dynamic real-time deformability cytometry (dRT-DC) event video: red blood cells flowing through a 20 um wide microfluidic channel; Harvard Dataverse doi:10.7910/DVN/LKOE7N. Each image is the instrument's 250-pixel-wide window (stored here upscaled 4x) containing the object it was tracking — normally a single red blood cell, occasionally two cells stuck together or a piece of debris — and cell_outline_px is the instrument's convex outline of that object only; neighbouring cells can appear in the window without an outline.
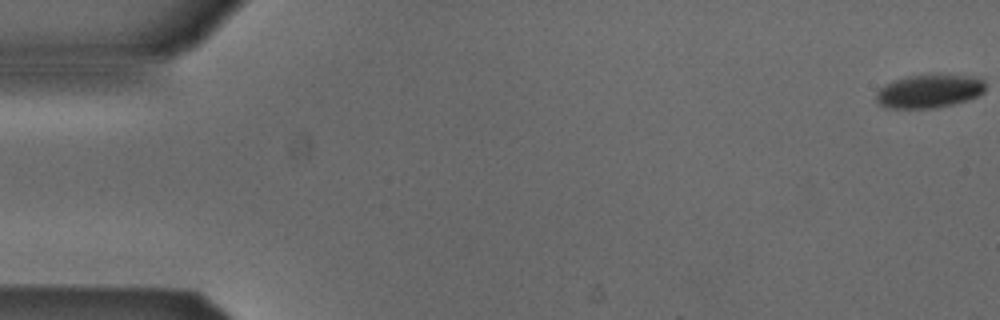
{"species": "Egyptian fruit bat (a non-hibernating species)", "species_latin": "Rousettus aegyptiacus", "temperature_condition": "cold", "stored_images_in_passage": 54, "camera_frame_rate_fps": 3000, "um_per_image_px": 0.085, "animal": {"sex": "male"}, "frame": {"image": 1, "passage_image": 1, "time_ms": 0.0, "image_size_px": [1000, 320], "cell_outline_px": [[984, 92], [976, 96], [952, 104], [936, 108], [884, 108], [876, 100], [876, 92], [884, 84], [908, 76], [976, 76], [984, 80]], "centroid_in_image_um": [78.94, 7.77], "position_along_channel_um": 6.1, "area_um2": 20.81}}
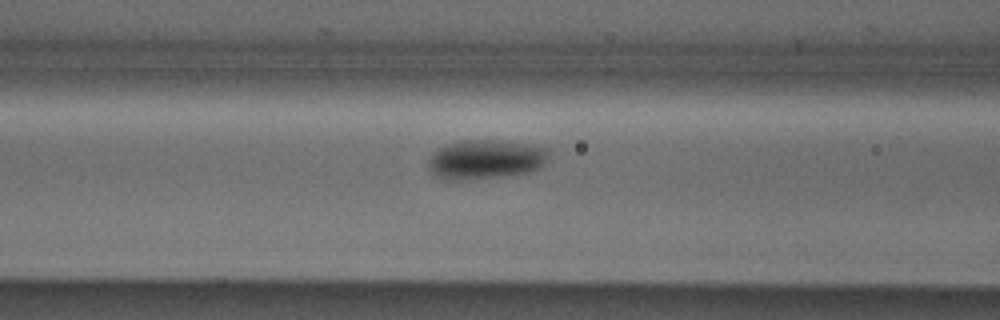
{"frame": {"image": 2, "passage_image": 22, "time_ms": 7.0, "image_size_px": [1000, 320], "cell_outline_px": [[548, 156], [544, 164], [540, 168], [532, 172], [512, 176], [456, 180], [448, 180], [432, 172], [428, 168], [428, 160], [440, 148], [448, 144], [460, 140], [500, 140], [532, 144], [548, 148]], "centroid_in_image_um": [41.35, 13.55], "position_along_channel_um": 125.2, "area_um2": 27.8}}
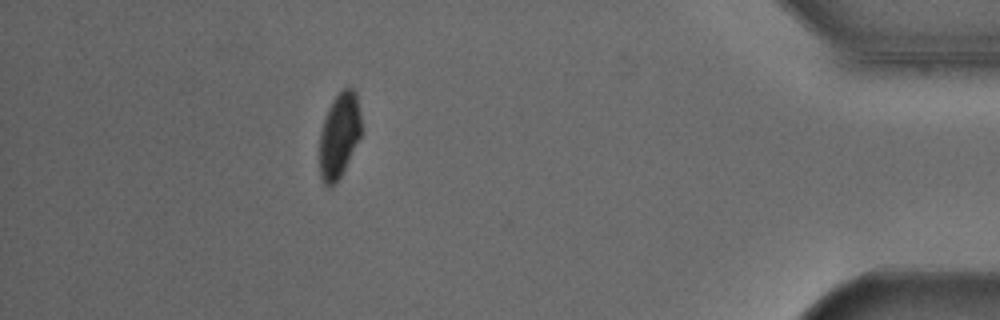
{"frame": {"image": 3, "passage_image": 48, "time_ms": 15.667, "image_size_px": [1000, 320], "cell_outline_px": [[360, 136], [336, 184], [324, 184], [320, 176], [320, 132], [328, 108], [332, 100], [344, 88], [352, 88], [356, 92], [360, 112]], "centroid_in_image_um": [28.82, 11.47], "position_along_channel_um": 406.4, "area_um2": 20.17}, "authors_computed_cell_mechanics": {"area_um2": 23.8714, "velocity_mm_per_s": 3.867, "shape_relaxation_time_tau1_ms": 3.2207, "shape_relaxation_time_tau2_ms": null, "deformation_change_tau1": 0.1009, "deformation_change_tau2": null}}